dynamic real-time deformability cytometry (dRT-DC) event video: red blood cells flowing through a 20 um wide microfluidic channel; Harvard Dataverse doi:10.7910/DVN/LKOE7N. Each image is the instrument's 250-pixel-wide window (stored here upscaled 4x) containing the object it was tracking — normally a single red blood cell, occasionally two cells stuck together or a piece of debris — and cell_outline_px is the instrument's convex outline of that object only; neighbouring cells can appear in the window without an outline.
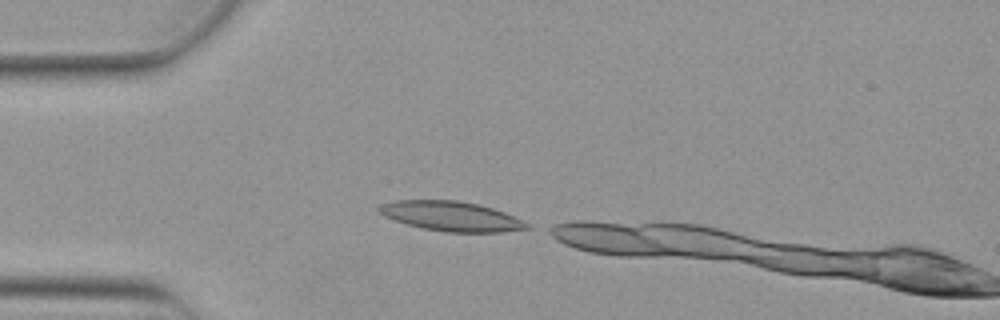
{"species": "Egyptian fruit bat (a non-hibernating species)", "species_latin": "Rousettus aegyptiacus", "temperature_condition": "warm", "stored_images_in_passage": 2, "camera_frame_rate_fps": 3000, "um_per_image_px": 0.085, "animal": {"sex": "female"}, "frame": {"image": 1, "passage_image": 1, "time_ms": 0.0, "image_size_px": [1000, 320], "cell_outline_px": [[532, 228], [500, 232], [444, 232], [420, 228], [384, 216], [376, 208], [384, 204], [396, 200], [456, 200], [476, 204], [492, 208], [504, 212], [532, 224]], "centroid_in_image_um": [38.4, 18.39], "position_along_channel_um": 46.6, "area_um2": 25.49}}